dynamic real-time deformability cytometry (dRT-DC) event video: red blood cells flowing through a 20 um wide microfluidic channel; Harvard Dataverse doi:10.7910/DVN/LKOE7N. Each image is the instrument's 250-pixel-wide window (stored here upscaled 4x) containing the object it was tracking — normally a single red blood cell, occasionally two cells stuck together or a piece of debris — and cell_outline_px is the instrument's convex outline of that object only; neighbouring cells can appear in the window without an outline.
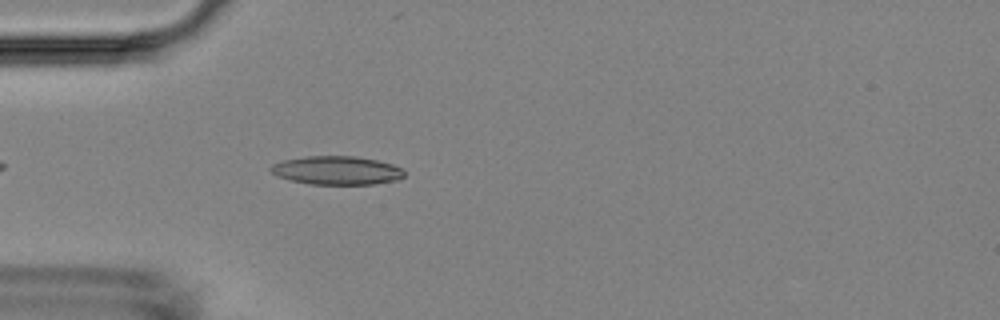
{"species": "Egyptian fruit bat (a non-hibernating species)", "species_latin": "Rousettus aegyptiacus", "temperature_condition": "room temperature", "stored_images_in_passage": 29, "camera_frame_rate_fps": 3000, "um_per_image_px": 0.085, "animal": {"sex": "female"}, "frame": {"image": 1, "passage_image": 5, "time_ms": 1.333, "image_size_px": [1000, 320], "cell_outline_px": [[404, 176], [396, 180], [372, 184], [308, 184], [276, 176], [268, 168], [272, 164], [284, 160], [308, 156], [356, 156], [376, 160], [392, 164], [400, 168], [404, 172]], "centroid_in_image_um": [28.6, 14.48], "position_along_channel_um": 56.4, "area_um2": 22.08}}
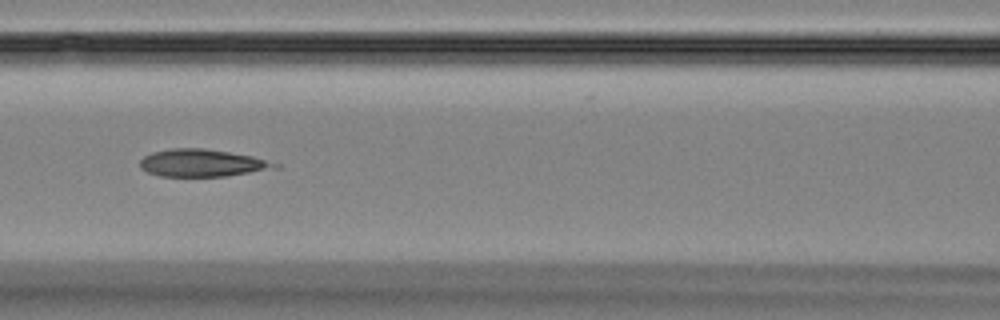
{"frame": {"image": 2, "passage_image": 13, "time_ms": 4.0, "image_size_px": [1000, 320], "cell_outline_px": [[280, 168], [224, 176], [160, 176], [148, 172], [140, 168], [140, 160], [144, 156], [152, 152], [172, 148], [204, 148], [252, 156], [280, 164]], "centroid_in_image_um": [17.18, 13.85], "position_along_channel_um": 149.4, "area_um2": 21.44}}
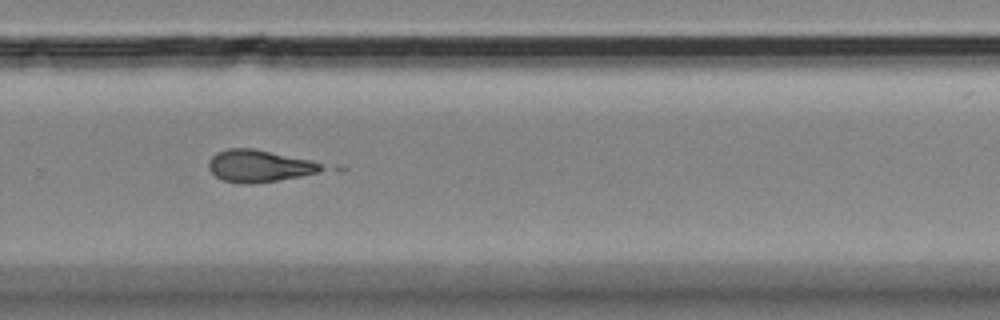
{"frame": {"image": 3, "passage_image": 26, "time_ms": 8.333, "image_size_px": [1000, 320], "cell_outline_px": [[348, 168], [344, 172], [252, 184], [248, 184], [224, 180], [216, 176], [208, 168], [208, 160], [216, 152], [228, 148], [252, 148], [336, 164]], "centroid_in_image_um": [22.58, 14.13], "position_along_channel_um": 307.2, "area_um2": 23.58}}